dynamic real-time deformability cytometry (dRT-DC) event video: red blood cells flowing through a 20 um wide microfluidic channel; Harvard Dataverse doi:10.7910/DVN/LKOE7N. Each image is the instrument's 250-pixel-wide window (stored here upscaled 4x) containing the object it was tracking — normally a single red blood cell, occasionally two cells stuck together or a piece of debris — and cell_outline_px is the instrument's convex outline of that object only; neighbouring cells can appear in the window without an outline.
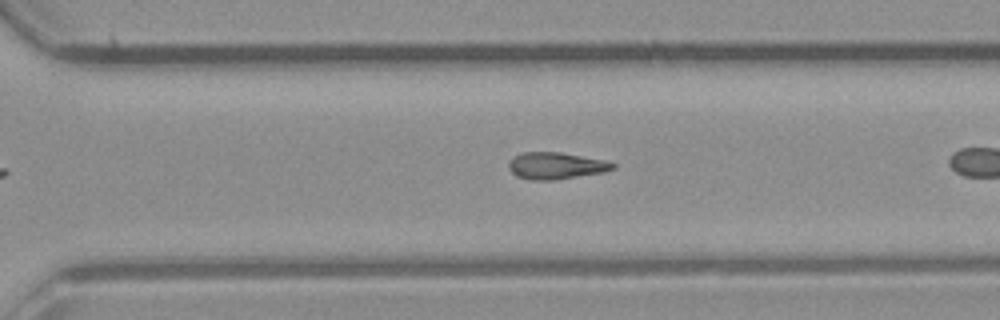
{"species": "common noctule bat (a hibernating species)", "species_latin": "Nyctalus noctula", "temperature_condition": "room temperature", "stored_images_in_passage": 29, "camera_frame_rate_fps": 3000, "um_per_image_px": 0.085, "animal": {"sex": "male", "body_mass_g": 23.1, "forearm_length_mm": 52.7}, "frame": {"image": 1, "passage_image": 25, "time_ms": 8.0, "image_size_px": [1000, 320], "cell_outline_px": [[616, 168], [604, 172], [556, 180], [528, 180], [516, 176], [508, 168], [508, 164], [512, 156], [524, 152], [560, 152], [604, 160], [616, 164]], "centroid_in_image_um": [47.23, 14.09], "position_along_channel_um": 323.4, "area_um2": 16.42}}